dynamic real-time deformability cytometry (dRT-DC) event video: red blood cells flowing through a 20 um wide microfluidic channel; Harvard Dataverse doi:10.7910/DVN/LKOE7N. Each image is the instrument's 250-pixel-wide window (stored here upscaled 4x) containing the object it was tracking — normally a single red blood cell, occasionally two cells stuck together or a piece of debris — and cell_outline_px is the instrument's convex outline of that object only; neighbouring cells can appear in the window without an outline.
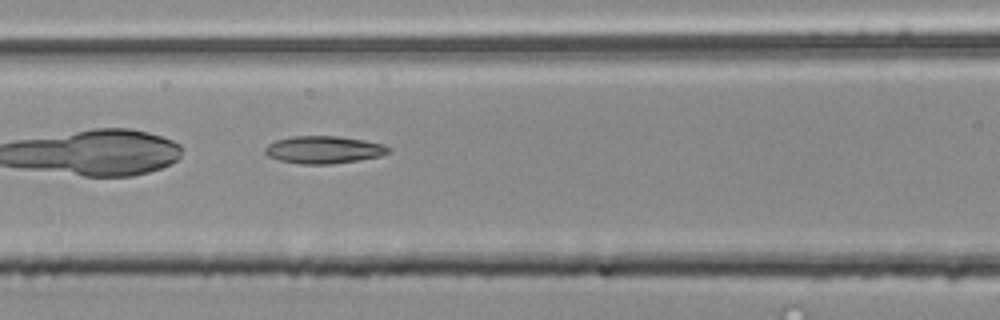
{"species": "common noctule bat (a hibernating species)", "species_latin": "Nyctalus noctula", "temperature_condition": "room temperature", "stored_images_in_passage": 35, "camera_frame_rate_fps": 3000, "um_per_image_px": 0.085, "animal": {"sex": "male", "body_mass_g": 20.4}, "frame": {"image": 1, "passage_image": 6, "time_ms": 1.667, "image_size_px": [1000, 320], "cell_outline_px": [[392, 152], [380, 156], [360, 160], [328, 164], [300, 164], [280, 160], [268, 156], [264, 152], [264, 148], [268, 144], [276, 140], [292, 136], [336, 136], [364, 140], [384, 144], [392, 148]], "centroid_in_image_um": [27.55, 12.72], "position_along_channel_um": 139.1, "area_um2": 19.88}}